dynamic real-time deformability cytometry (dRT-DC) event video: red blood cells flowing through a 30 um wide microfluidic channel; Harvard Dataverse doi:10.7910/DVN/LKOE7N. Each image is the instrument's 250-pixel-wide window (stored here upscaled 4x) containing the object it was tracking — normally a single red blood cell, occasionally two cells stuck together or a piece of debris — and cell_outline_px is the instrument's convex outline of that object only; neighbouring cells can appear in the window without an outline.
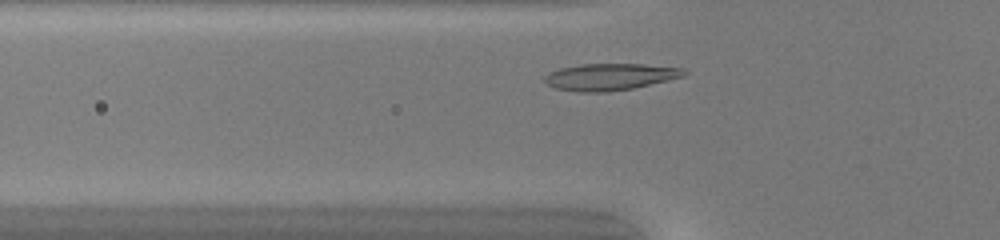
{"species": "common noctule bat (a hibernating species)", "species_latin": "Nyctalus noctula", "temperature_condition": "warm", "stored_images_in_passage": 33, "camera_frame_rate_fps": 3000, "um_per_image_px": 0.085, "animal": {"sex": "female", "body_mass_g": 20.0, "forearm_length_mm": 54.0}, "frame": {"image": 1, "passage_image": 5, "time_ms": 1.333, "image_size_px": [1000, 240], "cell_outline_px": [[688, 72], [684, 76], [668, 80], [632, 88], [608, 92], [580, 92], [556, 88], [548, 84], [544, 80], [544, 76], [548, 72], [560, 68], [580, 64], [644, 64], [684, 68]], "centroid_in_image_um": [51.85, 6.52], "position_along_channel_um": 73.9, "area_um2": 21.73}}
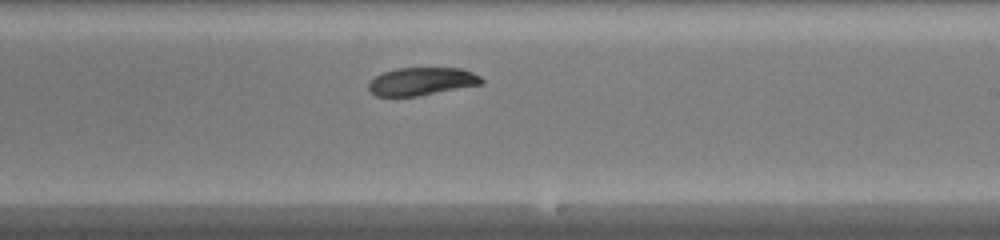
{"frame": {"image": 2, "passage_image": 18, "time_ms": 5.667, "image_size_px": [1000, 240], "cell_outline_px": [[484, 80], [480, 84], [416, 96], [376, 96], [368, 88], [368, 84], [376, 76], [384, 72], [396, 68], [460, 68], [472, 72], [480, 76]], "centroid_in_image_um": [35.83, 6.91], "position_along_channel_um": 253.2, "area_um2": 18.03}}
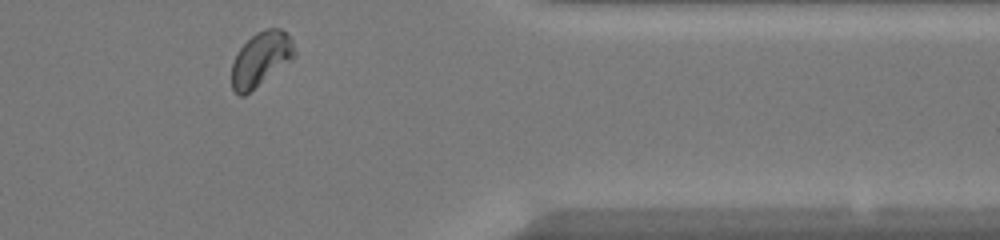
{"frame": {"image": 3, "passage_image": 29, "time_ms": 9.333, "image_size_px": [1000, 240], "cell_outline_px": [[296, 56], [292, 60], [244, 96], [240, 96], [232, 88], [232, 64], [240, 48], [256, 32], [264, 28], [280, 28], [292, 40], [296, 52]], "centroid_in_image_um": [22.19, 5.01], "position_along_channel_um": 389.2, "area_um2": 19.71}, "authors_computed_cell_mechanics": {"area_um2": 19.5942, "velocity_mm_per_s": 4.1416, "shape_relaxation_time_tau1_ms": 3.3693, "shape_relaxation_time_tau2_ms": 6.0962, "deformation_change_tau1": 0.1146, "deformation_change_tau2": 0.0689}}